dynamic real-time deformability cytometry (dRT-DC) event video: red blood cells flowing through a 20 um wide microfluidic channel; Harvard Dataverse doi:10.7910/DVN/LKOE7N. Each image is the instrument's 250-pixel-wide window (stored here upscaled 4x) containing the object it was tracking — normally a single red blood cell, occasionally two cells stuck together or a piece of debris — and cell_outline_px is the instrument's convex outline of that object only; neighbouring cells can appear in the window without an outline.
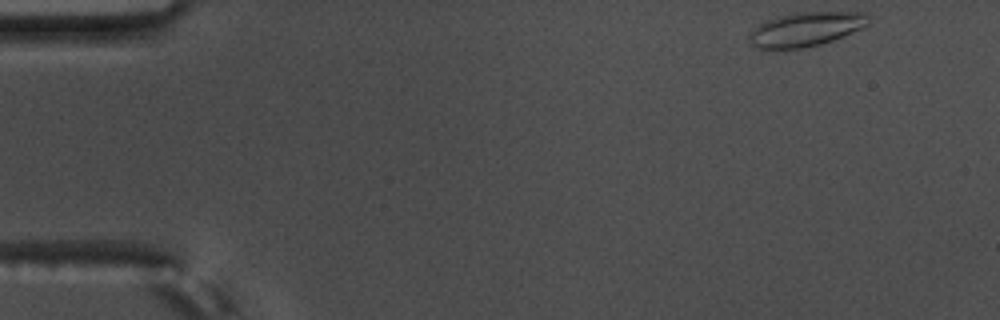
{"species": "common noctule bat (a hibernating species)", "species_latin": "Nyctalus noctula", "temperature_condition": "warm", "stored_images_in_passage": 8, "camera_frame_rate_fps": 3000, "um_per_image_px": 0.085, "animal": {"sex": "male", "body_mass_g": 17.5, "forearm_length_mm": 52.3}, "frame": {"image": 1, "passage_image": 1, "time_ms": 0.0, "image_size_px": [1000, 320], "cell_outline_px": [[872, 16], [868, 24], [844, 36], [820, 44], [804, 48], [760, 48], [752, 44], [748, 36], [760, 24], [768, 20], [792, 12], [864, 12]], "centroid_in_image_um": [68.56, 2.46], "position_along_channel_um": 16.4, "area_um2": 23.41}}